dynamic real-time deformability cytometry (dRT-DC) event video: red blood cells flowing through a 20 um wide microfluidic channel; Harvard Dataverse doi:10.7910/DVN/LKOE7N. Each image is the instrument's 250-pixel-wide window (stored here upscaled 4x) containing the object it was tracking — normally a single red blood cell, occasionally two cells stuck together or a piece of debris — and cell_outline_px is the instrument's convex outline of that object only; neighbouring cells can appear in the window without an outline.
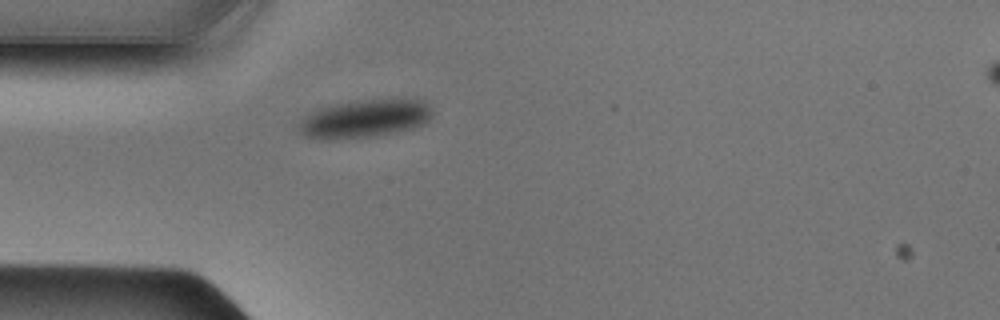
{"species": "Egyptian fruit bat (a non-hibernating species)", "species_latin": "Rousettus aegyptiacus", "temperature_condition": "cold", "stored_images_in_passage": 37, "camera_frame_rate_fps": 3000, "um_per_image_px": 0.085, "animal": {"sex": "male"}, "frame": {"image": 1, "passage_image": 1, "time_ms": 0.0, "image_size_px": [1000, 320], "cell_outline_px": [[432, 116], [428, 120], [412, 128], [396, 132], [376, 136], [308, 136], [300, 132], [300, 120], [304, 116], [316, 108], [336, 104], [360, 100], [404, 96], [412, 96], [420, 100], [432, 112]], "centroid_in_image_um": [31.1, 9.99], "position_along_channel_um": 53.9, "area_um2": 29.02}}
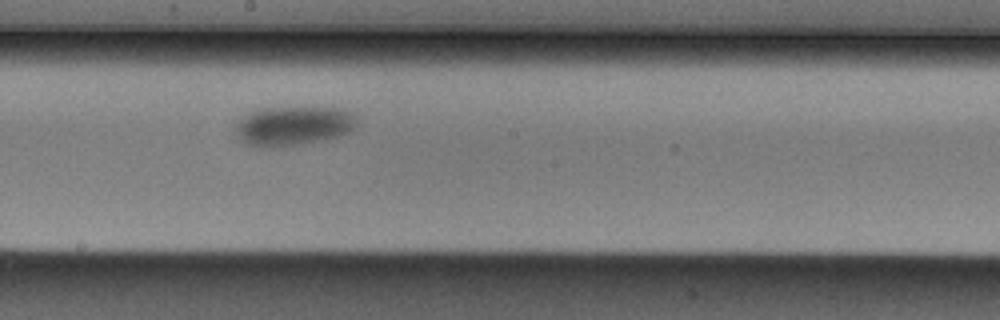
{"frame": {"image": 2, "passage_image": 14, "time_ms": 4.333, "image_size_px": [1000, 320], "cell_outline_px": [[356, 128], [348, 132], [324, 140], [304, 144], [264, 148], [260, 148], [244, 144], [232, 132], [236, 124], [244, 116], [260, 108], [344, 108], [356, 116]], "centroid_in_image_um": [24.89, 10.72], "position_along_channel_um": 223.3, "area_um2": 28.09}}
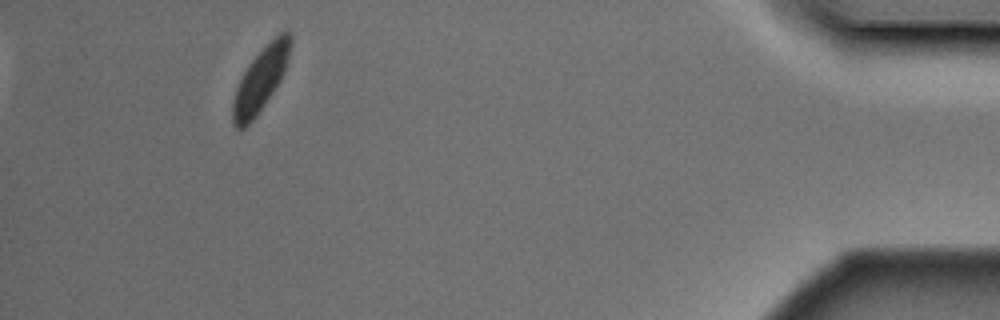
{"frame": {"image": 3, "passage_image": 33, "time_ms": 10.667, "image_size_px": [1000, 320], "cell_outline_px": [[292, 44], [288, 60], [284, 72], [280, 80], [256, 116], [244, 128], [236, 128], [232, 124], [232, 100], [236, 88], [248, 64], [280, 32], [288, 32], [292, 36]], "centroid_in_image_um": [22.14, 6.78], "position_along_channel_um": 413.1, "area_um2": 20.98}}